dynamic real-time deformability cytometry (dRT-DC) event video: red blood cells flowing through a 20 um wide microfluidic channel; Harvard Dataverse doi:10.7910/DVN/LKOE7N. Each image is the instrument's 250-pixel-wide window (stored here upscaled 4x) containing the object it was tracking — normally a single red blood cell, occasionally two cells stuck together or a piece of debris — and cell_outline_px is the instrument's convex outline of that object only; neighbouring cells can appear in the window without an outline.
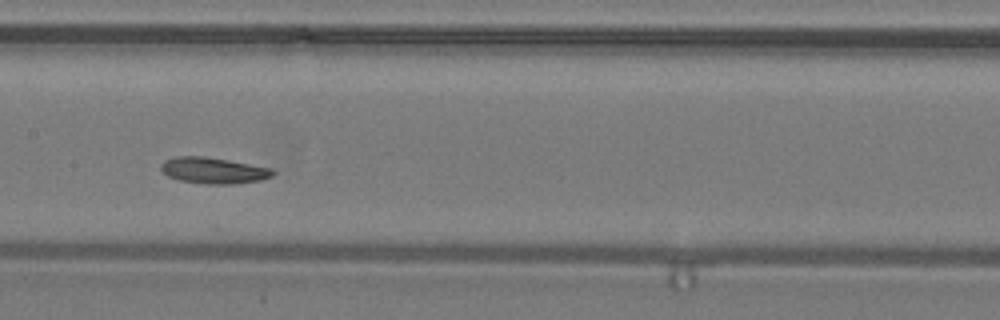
{"species": "common noctule bat (a hibernating species)", "species_latin": "Nyctalus noctula", "temperature_condition": "warm", "stored_images_in_passage": 26, "camera_frame_rate_fps": 3000, "um_per_image_px": 0.085, "animal": {"sex": "male", "body_mass_g": 19.2, "forearm_length_mm": 51.8}, "frame": {"image": 1, "passage_image": 12, "time_ms": 3.667, "image_size_px": [1000, 320], "cell_outline_px": [[276, 172], [272, 176], [260, 180], [236, 184], [204, 184], [180, 180], [168, 176], [160, 168], [160, 164], [164, 160], [176, 156], [204, 156], [228, 160], [272, 168]], "centroid_in_image_um": [18.14, 14.49], "position_along_channel_um": 189.3, "area_um2": 17.11}}
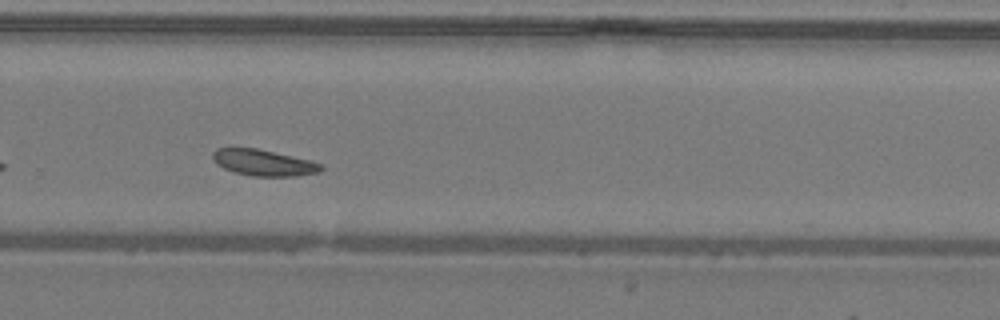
{"frame": {"image": 2, "passage_image": 19, "time_ms": 6.0, "image_size_px": [1000, 320], "cell_outline_px": [[324, 168], [320, 172], [296, 176], [252, 176], [232, 172], [216, 164], [212, 156], [212, 152], [216, 148], [256, 148], [308, 160], [320, 164]], "centroid_in_image_um": [22.36, 13.84], "position_along_channel_um": 307.4, "area_um2": 16.42}}